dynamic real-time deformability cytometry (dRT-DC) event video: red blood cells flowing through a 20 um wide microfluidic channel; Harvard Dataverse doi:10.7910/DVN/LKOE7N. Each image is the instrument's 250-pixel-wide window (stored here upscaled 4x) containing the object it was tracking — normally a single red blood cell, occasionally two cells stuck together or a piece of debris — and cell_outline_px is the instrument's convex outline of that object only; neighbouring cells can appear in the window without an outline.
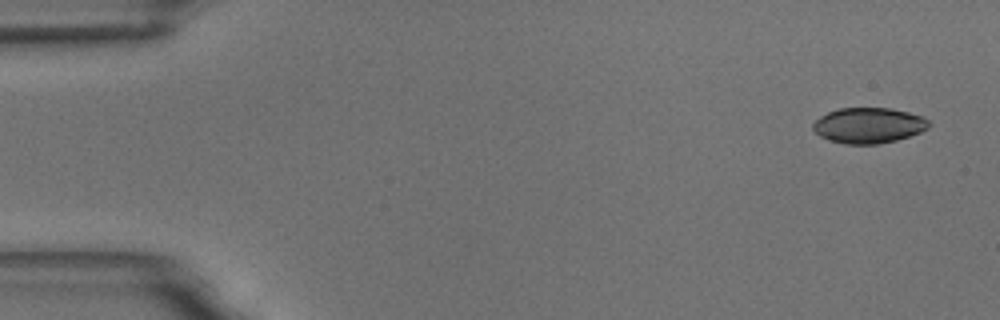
{"species": "common noctule bat (a hibernating species)", "species_latin": "Nyctalus noctula", "temperature_condition": "room temperature", "stored_images_in_passage": 3, "camera_frame_rate_fps": 3000, "um_per_image_px": 0.085, "animal": {"sex": "male", "body_mass_g": 18.8}, "frame": {"image": 1, "passage_image": 1, "time_ms": 0.0, "image_size_px": [1000, 320], "cell_outline_px": [[932, 124], [928, 128], [920, 132], [896, 140], [880, 144], [844, 144], [828, 140], [820, 136], [812, 128], [812, 124], [820, 116], [828, 112], [840, 108], [892, 108], [924, 116]], "centroid_in_image_um": [73.84, 10.66], "position_along_channel_um": 11.2, "area_um2": 24.16}}